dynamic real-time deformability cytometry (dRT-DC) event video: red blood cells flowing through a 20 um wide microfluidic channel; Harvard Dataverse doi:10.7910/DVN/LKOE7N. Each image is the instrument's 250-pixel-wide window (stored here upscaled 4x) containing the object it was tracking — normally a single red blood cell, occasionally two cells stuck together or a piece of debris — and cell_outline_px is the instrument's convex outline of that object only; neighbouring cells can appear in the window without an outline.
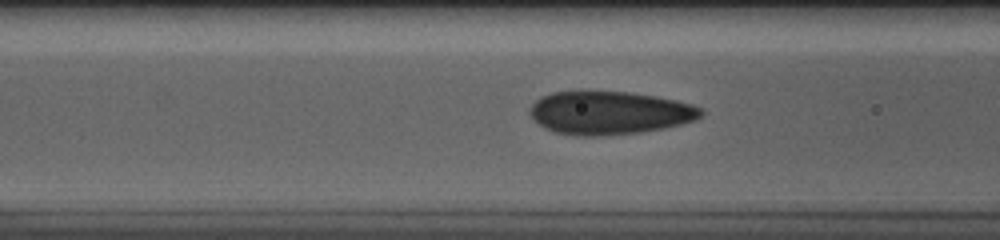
{"species": "human", "species_latin": "Homo sapiens", "temperature_condition": "cold", "stored_images_in_passage": 46, "camera_frame_rate_fps": 3000, "um_per_image_px": 0.085, "donor": {"sex": "male"}, "frame": {"image": 1, "passage_image": 20, "time_ms": 6.333, "image_size_px": [1000, 240], "cell_outline_px": [[704, 112], [696, 120], [664, 128], [640, 132], [600, 136], [576, 136], [556, 132], [544, 128], [528, 112], [528, 108], [540, 96], [552, 92], [628, 92], [676, 100], [692, 104], [700, 108]], "centroid_in_image_um": [51.79, 9.6], "position_along_channel_um": 114.8, "area_um2": 42.83}}
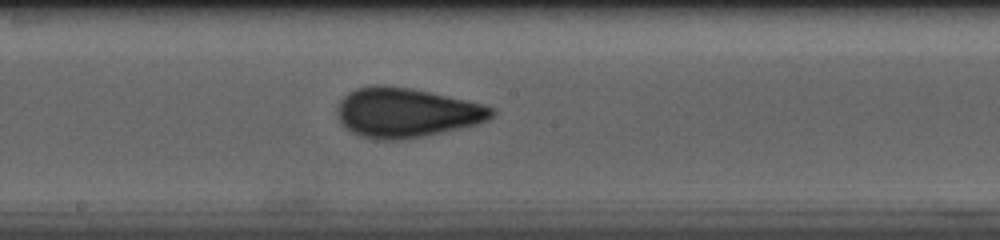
{"frame": {"image": 2, "passage_image": 28, "time_ms": 9.0, "image_size_px": [1000, 240], "cell_outline_px": [[496, 112], [488, 120], [480, 124], [400, 140], [376, 140], [360, 136], [352, 132], [336, 116], [336, 108], [340, 100], [348, 92], [356, 88], [376, 84], [412, 88], [432, 92], [468, 100], [484, 104], [496, 108]], "centroid_in_image_um": [34.55, 9.56], "position_along_channel_um": 213.6, "area_um2": 44.85}}
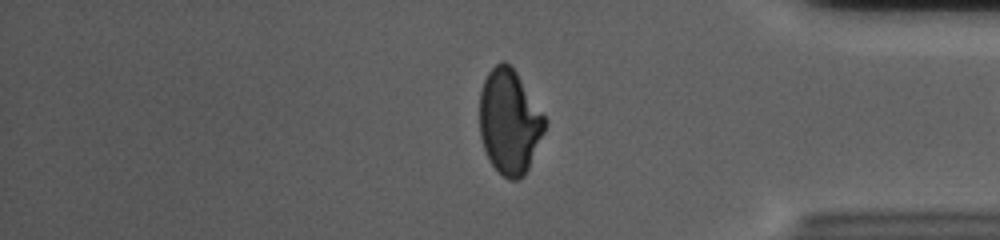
{"frame": {"image": 3, "passage_image": 44, "time_ms": 14.333, "image_size_px": [1000, 240], "cell_outline_px": [[544, 132], [528, 168], [524, 176], [516, 180], [508, 180], [492, 164], [484, 148], [480, 136], [480, 92], [484, 80], [488, 72], [500, 60], [504, 60], [516, 72], [544, 116]], "centroid_in_image_um": [43.28, 10.34], "position_along_channel_um": 391.9, "area_um2": 39.13}, "authors_computed_cell_mechanics": {"area_um2": 42.2229, "velocity_mm_per_s": 3.7124, "shape_relaxation_time_tau1_ms": 8.4469, "shape_relaxation_time_tau2_ms": 0.7993, "deformation_change_tau1": 0.1813, "deformation_change_tau2": 0.0645}}